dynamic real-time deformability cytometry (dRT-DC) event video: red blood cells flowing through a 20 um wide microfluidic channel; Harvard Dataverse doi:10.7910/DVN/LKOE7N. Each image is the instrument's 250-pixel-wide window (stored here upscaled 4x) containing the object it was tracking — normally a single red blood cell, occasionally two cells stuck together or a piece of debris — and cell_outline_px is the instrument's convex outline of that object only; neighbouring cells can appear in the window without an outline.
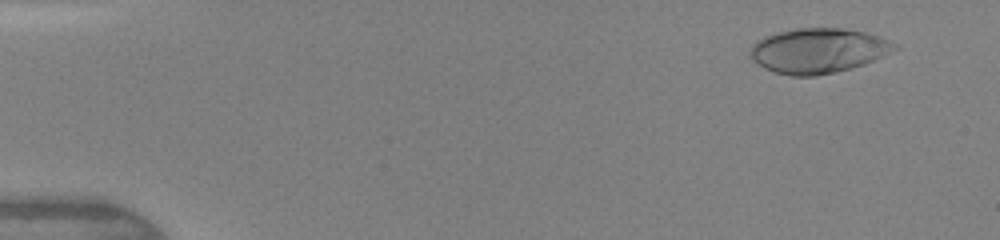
{"species": "human", "species_latin": "Homo sapiens", "temperature_condition": "warm", "stored_images_in_passage": 8, "camera_frame_rate_fps": 3000, "um_per_image_px": 0.085, "donor": {"sex": "female"}, "frame": {"image": 1, "passage_image": 2, "time_ms": 0.667, "image_size_px": [1000, 240], "cell_outline_px": [[900, 48], [892, 52], [864, 64], [852, 68], [836, 72], [816, 76], [792, 76], [776, 72], [764, 68], [752, 60], [748, 56], [748, 52], [752, 44], [756, 40], [764, 36], [776, 32], [796, 28], [844, 28], [864, 32], [880, 36], [900, 44]], "centroid_in_image_um": [69.55, 4.3], "position_along_channel_um": 15.5, "area_um2": 38.32}}
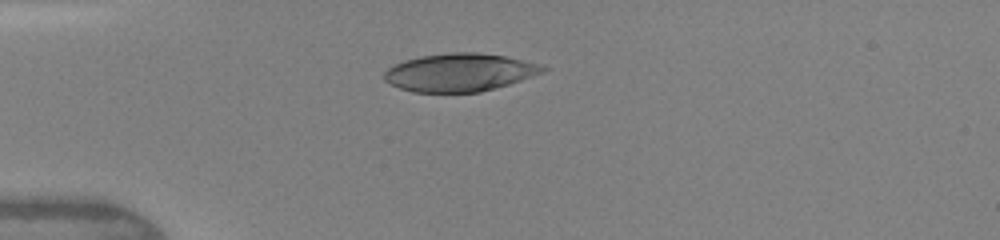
{"frame": {"image": 2, "passage_image": 6, "time_ms": 3.667, "image_size_px": [1000, 240], "cell_outline_px": [[548, 68], [544, 72], [508, 84], [480, 92], [412, 92], [400, 88], [384, 80], [384, 72], [388, 68], [404, 60], [420, 56], [448, 52], [476, 52], [508, 56], [524, 60]], "centroid_in_image_um": [39.05, 6.14], "position_along_channel_um": 45.9, "area_um2": 34.97}}
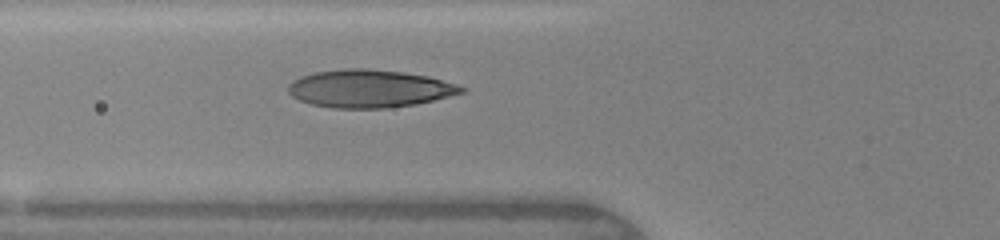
{"frame": {"image": 3, "passage_image": 8, "time_ms": 5.333, "image_size_px": [1000, 240], "cell_outline_px": [[468, 88], [464, 92], [416, 104], [384, 108], [332, 108], [312, 104], [300, 100], [292, 96], [288, 92], [288, 84], [292, 80], [300, 76], [316, 72], [344, 68], [368, 68], [404, 72], [428, 76], [456, 84]], "centroid_in_image_um": [31.38, 7.52], "position_along_channel_um": 94.4, "area_um2": 38.15}}